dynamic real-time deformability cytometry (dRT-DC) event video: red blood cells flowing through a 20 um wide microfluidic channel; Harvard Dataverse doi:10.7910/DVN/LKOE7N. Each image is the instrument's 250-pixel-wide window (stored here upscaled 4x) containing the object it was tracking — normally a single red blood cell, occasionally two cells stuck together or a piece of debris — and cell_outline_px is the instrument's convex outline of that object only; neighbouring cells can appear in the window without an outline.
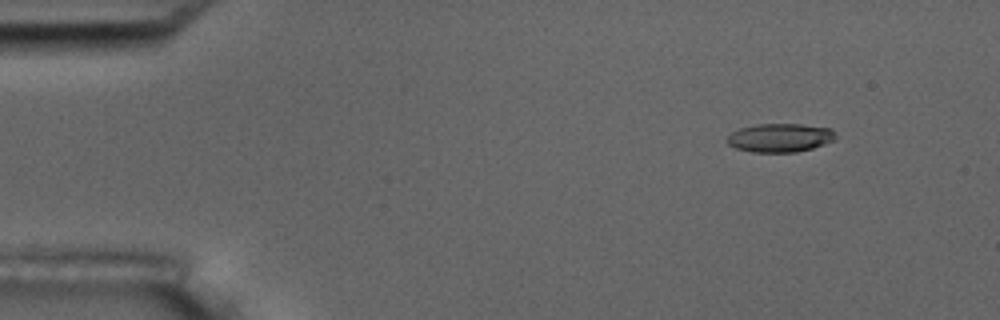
{"species": "common noctule bat (a hibernating species)", "species_latin": "Nyctalus noctula", "temperature_condition": "room temperature", "stored_images_in_passage": 4, "camera_frame_rate_fps": 3000, "um_per_image_px": 0.085, "animal": {"sex": "male", "body_mass_g": 17.5, "forearm_length_mm": 52.3}, "frame": {"image": 1, "passage_image": 2, "time_ms": 1.0, "image_size_px": [1000, 320], "cell_outline_px": [[836, 140], [812, 148], [796, 152], [752, 152], [736, 148], [728, 144], [724, 140], [732, 132], [740, 128], [756, 124], [800, 124], [832, 128], [836, 132]], "centroid_in_image_um": [66.31, 11.7], "position_along_channel_um": 18.7, "area_um2": 18.26}}